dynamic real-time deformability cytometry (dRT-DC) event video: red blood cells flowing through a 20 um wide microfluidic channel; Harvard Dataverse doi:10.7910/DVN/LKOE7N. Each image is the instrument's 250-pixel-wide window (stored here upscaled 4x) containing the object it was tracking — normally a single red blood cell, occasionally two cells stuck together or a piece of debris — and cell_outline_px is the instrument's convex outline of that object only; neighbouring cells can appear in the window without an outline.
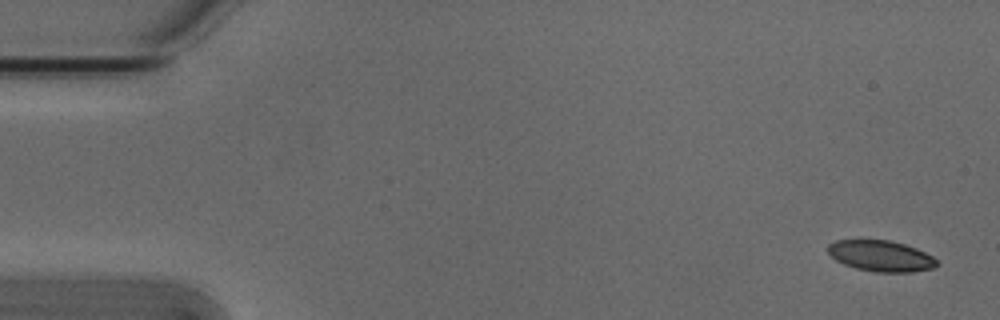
{"species": "Egyptian fruit bat (a non-hibernating species)", "species_latin": "Rousettus aegyptiacus", "temperature_condition": "cold", "stored_images_in_passage": 5, "camera_frame_rate_fps": 3000, "um_per_image_px": 0.085, "animal": {"sex": "male"}, "frame": {"image": 1, "passage_image": 1, "time_ms": 0.0, "image_size_px": [1000, 320], "cell_outline_px": [[940, 264], [932, 268], [912, 272], [876, 272], [856, 268], [844, 264], [836, 260], [828, 252], [828, 244], [836, 240], [892, 240], [916, 248], [932, 256]], "centroid_in_image_um": [74.88, 21.75], "position_along_channel_um": 10.1, "area_um2": 19.59}}
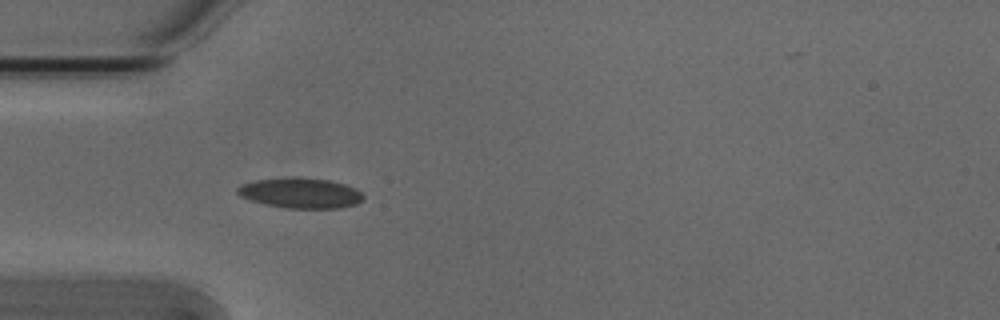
{"frame": {"image": 2, "passage_image": 5, "time_ms": 1.333, "image_size_px": [1000, 320], "cell_outline_px": [[364, 200], [356, 204], [340, 208], [288, 208], [264, 204], [240, 196], [236, 192], [236, 188], [240, 184], [256, 180], [288, 176], [296, 176], [328, 180], [344, 184], [356, 188], [364, 196]], "centroid_in_image_um": [25.53, 16.39], "position_along_channel_um": 59.5, "area_um2": 22.48}}